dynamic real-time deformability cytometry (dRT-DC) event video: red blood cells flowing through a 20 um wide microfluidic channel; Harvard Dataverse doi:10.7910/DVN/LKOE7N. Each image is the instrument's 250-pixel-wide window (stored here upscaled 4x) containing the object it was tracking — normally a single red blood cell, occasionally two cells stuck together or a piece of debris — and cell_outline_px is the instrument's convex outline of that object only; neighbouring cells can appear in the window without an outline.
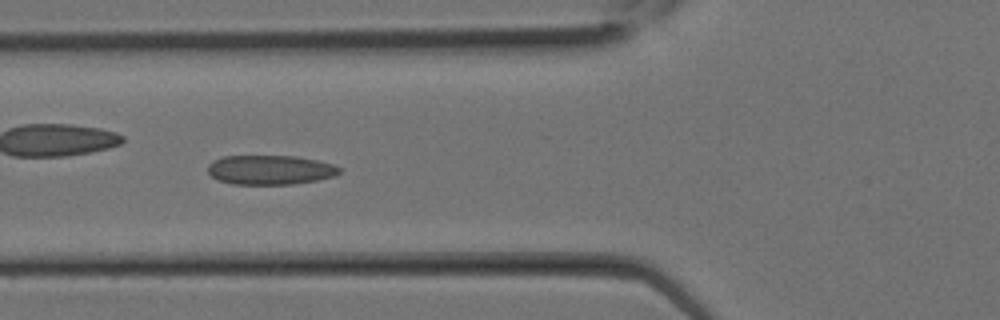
{"species": "Egyptian fruit bat (a non-hibernating species)", "species_latin": "Rousettus aegyptiacus", "temperature_condition": "room temperature", "stored_images_in_passage": 14, "camera_frame_rate_fps": 3000, "um_per_image_px": 0.085, "animal": {"sex": "female"}, "frame": {"image": 1, "passage_image": 10, "time_ms": 3.0, "image_size_px": [1000, 320], "cell_outline_px": [[340, 172], [336, 176], [316, 180], [292, 184], [232, 184], [216, 180], [208, 172], [208, 164], [212, 160], [224, 156], [296, 156], [316, 160], [332, 164], [340, 168]], "centroid_in_image_um": [22.93, 14.44], "position_along_channel_um": 102.9, "area_um2": 22.6}}